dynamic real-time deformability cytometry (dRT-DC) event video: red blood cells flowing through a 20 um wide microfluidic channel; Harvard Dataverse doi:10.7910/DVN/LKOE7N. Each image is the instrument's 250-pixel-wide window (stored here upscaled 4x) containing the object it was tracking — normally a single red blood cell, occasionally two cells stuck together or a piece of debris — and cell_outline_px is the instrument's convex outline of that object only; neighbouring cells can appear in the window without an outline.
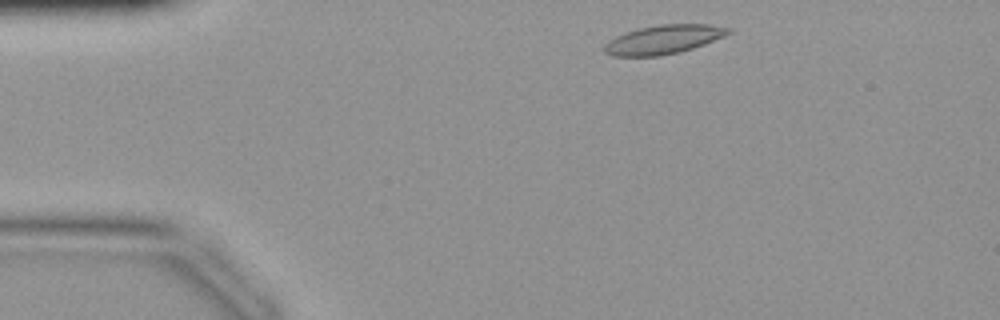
{"species": "common noctule bat (a hibernating species)", "species_latin": "Nyctalus noctula", "temperature_condition": "warm", "stored_images_in_passage": 37, "camera_frame_rate_fps": 3000, "um_per_image_px": 0.085, "animal": {"sex": "female", "body_mass_g": 19.9}, "frame": {"image": 1, "passage_image": 2, "time_ms": 0.333, "image_size_px": [1000, 320], "cell_outline_px": [[732, 32], [724, 36], [704, 44], [680, 52], [660, 56], [612, 56], [604, 52], [604, 44], [608, 40], [624, 32], [636, 28], [660, 24], [708, 24], [732, 28]], "centroid_in_image_um": [56.37, 3.35], "position_along_channel_um": 28.6, "area_um2": 21.1}}
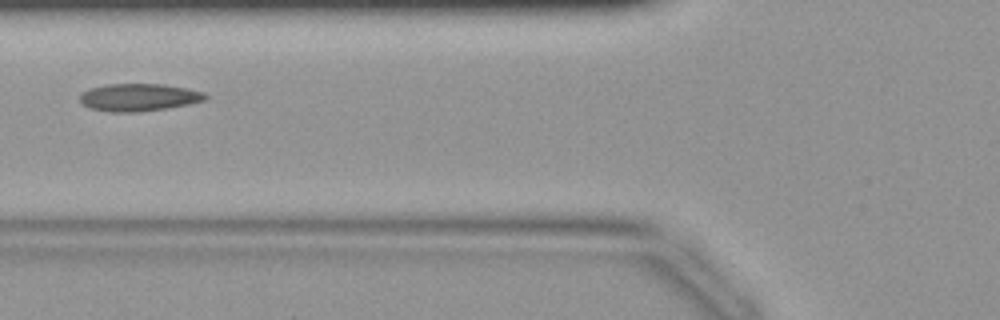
{"frame": {"image": 2, "passage_image": 11, "time_ms": 3.333, "image_size_px": [1000, 320], "cell_outline_px": [[208, 100], [168, 108], [136, 112], [112, 112], [92, 108], [84, 104], [80, 100], [80, 96], [84, 92], [92, 88], [108, 84], [164, 84], [204, 92], [208, 96]], "centroid_in_image_um": [11.86, 8.27], "position_along_channel_um": 113.9, "area_um2": 19.88}}
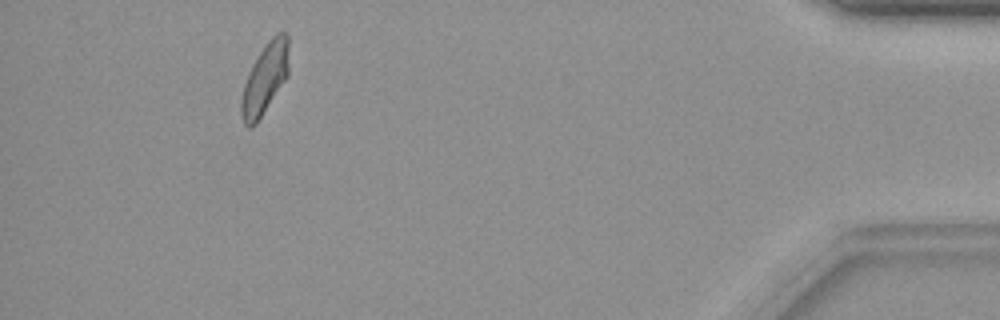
{"frame": {"image": 3, "passage_image": 34, "time_ms": 11.0, "image_size_px": [1000, 320], "cell_outline_px": [[288, 76], [256, 124], [252, 128], [248, 128], [244, 124], [240, 116], [240, 100], [244, 84], [248, 72], [252, 64], [268, 40], [276, 32], [284, 28], [288, 36]], "centroid_in_image_um": [22.51, 6.68], "position_along_channel_um": 412.7, "area_um2": 19.94}}